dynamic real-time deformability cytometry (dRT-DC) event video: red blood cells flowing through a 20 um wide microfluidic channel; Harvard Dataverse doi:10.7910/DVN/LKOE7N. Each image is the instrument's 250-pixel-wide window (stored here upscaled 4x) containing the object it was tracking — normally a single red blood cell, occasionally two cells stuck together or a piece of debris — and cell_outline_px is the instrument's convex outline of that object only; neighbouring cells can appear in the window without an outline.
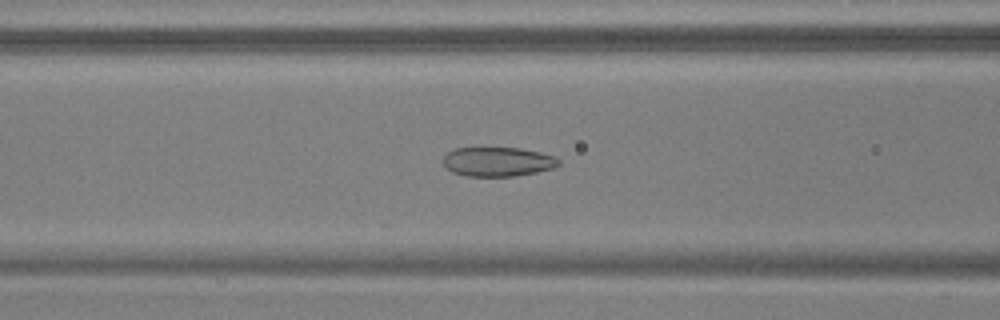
{"species": "common noctule bat (a hibernating species)", "species_latin": "Nyctalus noctula", "temperature_condition": "warm", "stored_images_in_passage": 54, "camera_frame_rate_fps": 3000, "um_per_image_px": 0.085, "animal": {"sex": "male", "body_mass_g": 17.9, "forearm_length_mm": 54.2}, "frame": {"image": 1, "passage_image": 23, "time_ms": 7.333, "image_size_px": [1000, 320], "cell_outline_px": [[560, 164], [556, 168], [516, 176], [464, 176], [452, 172], [444, 164], [444, 156], [452, 148], [520, 148], [540, 152], [556, 156], [560, 160]], "centroid_in_image_um": [42.35, 13.74], "position_along_channel_um": 124.3, "area_um2": 19.88}}
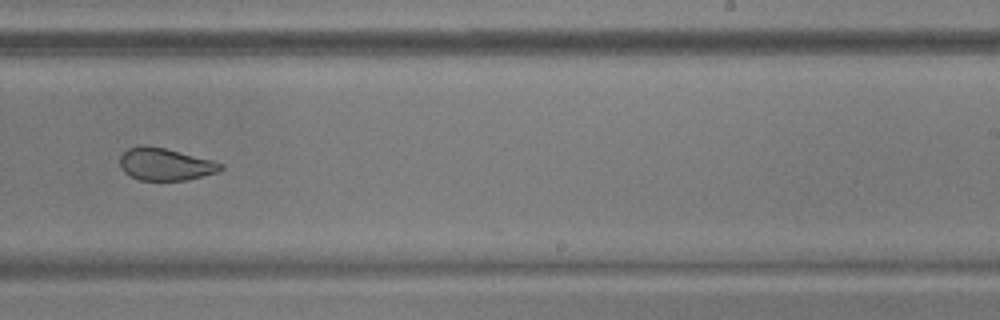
{"frame": {"image": 2, "passage_image": 35, "time_ms": 11.333, "image_size_px": [1000, 320], "cell_outline_px": [[224, 168], [216, 172], [188, 180], [140, 180], [124, 172], [120, 168], [120, 156], [128, 148], [140, 144], [144, 144], [164, 148], [212, 160], [224, 164]], "centroid_in_image_um": [14.03, 13.95], "position_along_channel_um": 275.0, "area_um2": 18.96}}
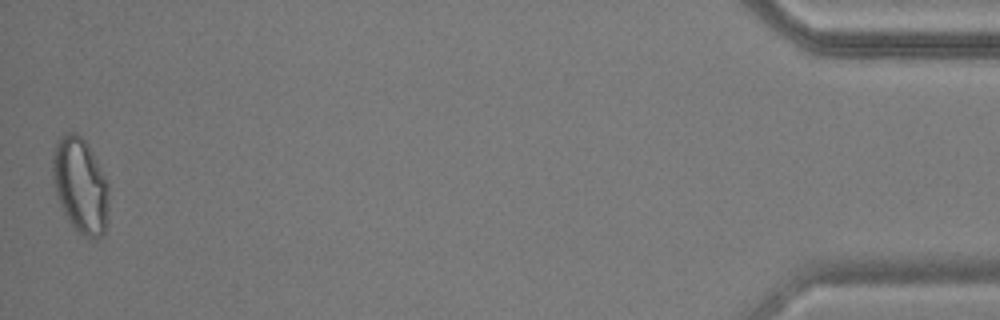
{"frame": {"image": 3, "passage_image": 54, "time_ms": 17.667, "image_size_px": [1000, 320], "cell_outline_px": [[108, 220], [104, 236], [96, 240], [92, 240], [80, 232], [72, 224], [64, 212], [60, 204], [56, 192], [52, 172], [52, 160], [56, 140], [64, 132], [76, 132], [88, 144], [108, 184]], "centroid_in_image_um": [6.85, 15.76], "position_along_channel_um": 428.4, "area_um2": 31.21}, "authors_computed_cell_mechanics": {"area_um2": 23.7269, "velocity_mm_per_s": 3.771, "shape_relaxation_time_tau1_ms": null, "shape_relaxation_time_tau2_ms": 1.3158, "deformation_change_tau1": null, "deformation_change_tau2": 0.0623}}